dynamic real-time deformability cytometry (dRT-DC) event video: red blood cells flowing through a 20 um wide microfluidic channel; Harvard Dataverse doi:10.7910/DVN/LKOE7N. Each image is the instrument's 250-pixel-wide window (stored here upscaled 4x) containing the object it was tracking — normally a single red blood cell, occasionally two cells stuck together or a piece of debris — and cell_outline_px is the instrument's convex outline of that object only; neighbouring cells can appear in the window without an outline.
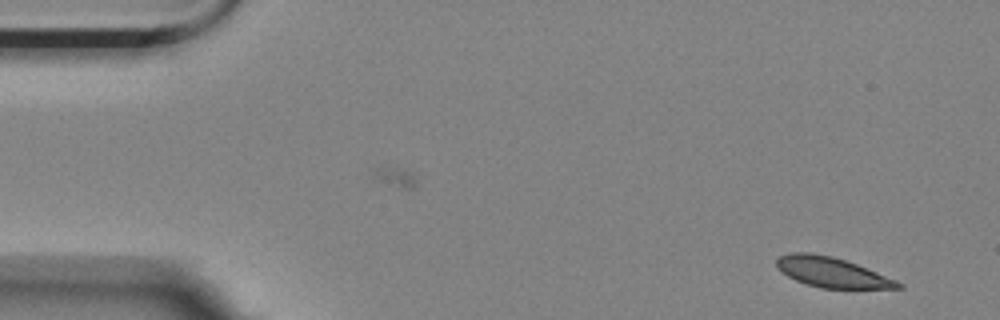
{"species": "Egyptian fruit bat (a non-hibernating species)", "species_latin": "Rousettus aegyptiacus", "temperature_condition": "room temperature", "stored_images_in_passage": 2, "camera_frame_rate_fps": 3000, "um_per_image_px": 0.085, "animal": {"sex": "female"}, "frame": {"image": 1, "passage_image": 2, "time_ms": 0.333, "image_size_px": [1000, 320], "cell_outline_px": [[904, 288], [820, 288], [796, 280], [788, 276], [776, 268], [776, 260], [780, 256], [792, 252], [812, 252], [832, 256], [856, 264], [896, 280], [904, 284]], "centroid_in_image_um": [70.69, 23.13], "position_along_channel_um": 14.3, "area_um2": 21.1}}